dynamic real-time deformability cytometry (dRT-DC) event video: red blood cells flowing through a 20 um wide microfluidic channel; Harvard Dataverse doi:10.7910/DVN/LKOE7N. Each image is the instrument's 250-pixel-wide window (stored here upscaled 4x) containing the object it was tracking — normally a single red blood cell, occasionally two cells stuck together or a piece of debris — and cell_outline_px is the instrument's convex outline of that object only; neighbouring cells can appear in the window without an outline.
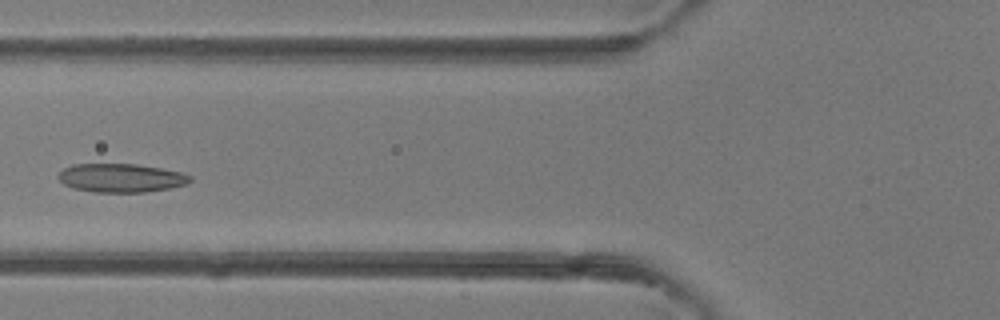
{"species": "common noctule bat (a hibernating species)", "species_latin": "Nyctalus noctula", "temperature_condition": "room temperature", "stored_images_in_passage": 3, "camera_frame_rate_fps": 3000, "um_per_image_px": 0.085, "animal": {"sex": "female"}, "frame": {"image": 1, "passage_image": 3, "time_ms": 2.333, "image_size_px": [1000, 320], "cell_outline_px": [[192, 180], [188, 184], [168, 188], [144, 192], [96, 192], [72, 188], [64, 184], [56, 176], [64, 168], [72, 164], [136, 164], [160, 168], [180, 172], [192, 176]], "centroid_in_image_um": [10.28, 15.12], "position_along_channel_um": 115.5, "area_um2": 21.96}}